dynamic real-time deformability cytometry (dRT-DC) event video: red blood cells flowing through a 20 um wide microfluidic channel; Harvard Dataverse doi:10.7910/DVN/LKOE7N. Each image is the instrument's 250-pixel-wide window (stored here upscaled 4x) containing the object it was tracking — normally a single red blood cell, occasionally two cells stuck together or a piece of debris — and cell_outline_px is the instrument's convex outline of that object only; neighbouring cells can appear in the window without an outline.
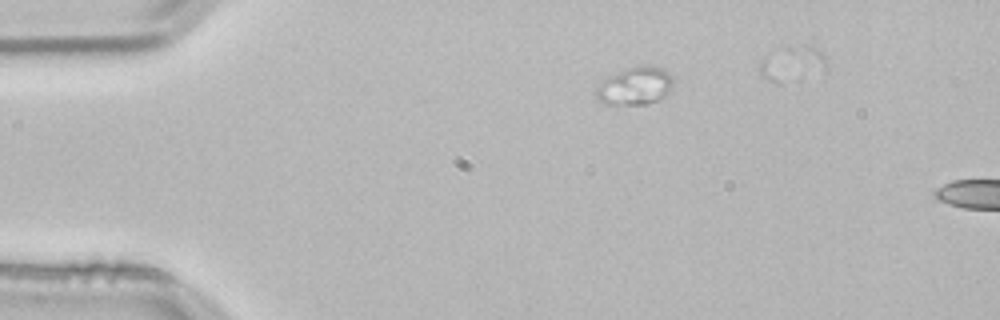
{"species": "common noctule bat (a hibernating species)", "species_latin": "Nyctalus noctula", "temperature_condition": "room temperature", "stored_images_in_passage": 7, "camera_frame_rate_fps": 3000, "um_per_image_px": 0.085, "animal": {"sex": "male", "body_mass_g": 21.5, "forearm_length_mm": 52.0}, "frame": {"image": 1, "passage_image": 1, "time_ms": 0.0, "image_size_px": [1000, 320], "cell_outline_px": [[672, 80], [668, 92], [664, 96], [656, 100], [644, 104], [604, 104], [596, 96], [596, 88], [604, 80], [628, 68], [644, 64], [660, 68], [668, 72], [672, 76]], "centroid_in_image_um": [53.98, 7.31], "position_along_channel_um": 31.0, "area_um2": 16.42}}